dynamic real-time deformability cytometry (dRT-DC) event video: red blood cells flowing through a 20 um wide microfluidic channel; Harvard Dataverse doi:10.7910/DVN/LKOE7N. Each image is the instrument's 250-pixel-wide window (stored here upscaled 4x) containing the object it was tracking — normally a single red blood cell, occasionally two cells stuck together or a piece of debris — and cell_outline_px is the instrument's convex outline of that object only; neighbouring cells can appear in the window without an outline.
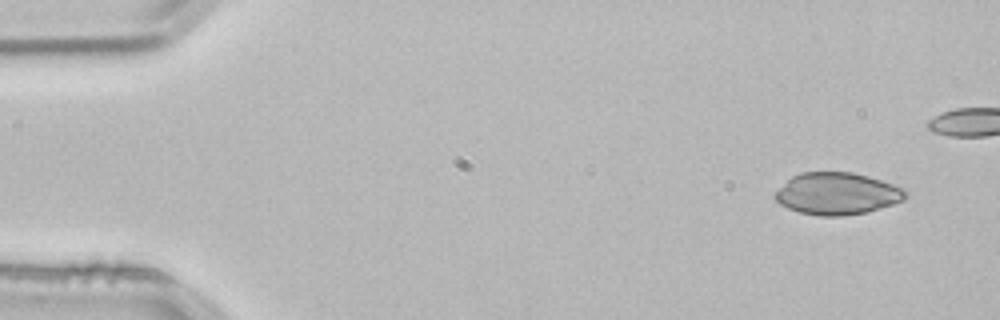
{"species": "common noctule bat (a hibernating species)", "species_latin": "Nyctalus noctula", "temperature_condition": "room temperature", "stored_images_in_passage": 3, "camera_frame_rate_fps": 3000, "um_per_image_px": 0.085, "animal": {"sex": "male", "body_mass_g": 21.5, "forearm_length_mm": 52.0}, "frame": {"image": 1, "passage_image": 1, "time_ms": 0.0, "image_size_px": [1000, 320], "cell_outline_px": [[908, 196], [904, 200], [868, 212], [840, 216], [820, 216], [800, 212], [788, 208], [780, 204], [772, 196], [792, 176], [800, 172], [852, 172], [868, 176], [904, 188], [908, 192]], "centroid_in_image_um": [71.17, 16.46], "position_along_channel_um": 13.8, "area_um2": 31.91}}